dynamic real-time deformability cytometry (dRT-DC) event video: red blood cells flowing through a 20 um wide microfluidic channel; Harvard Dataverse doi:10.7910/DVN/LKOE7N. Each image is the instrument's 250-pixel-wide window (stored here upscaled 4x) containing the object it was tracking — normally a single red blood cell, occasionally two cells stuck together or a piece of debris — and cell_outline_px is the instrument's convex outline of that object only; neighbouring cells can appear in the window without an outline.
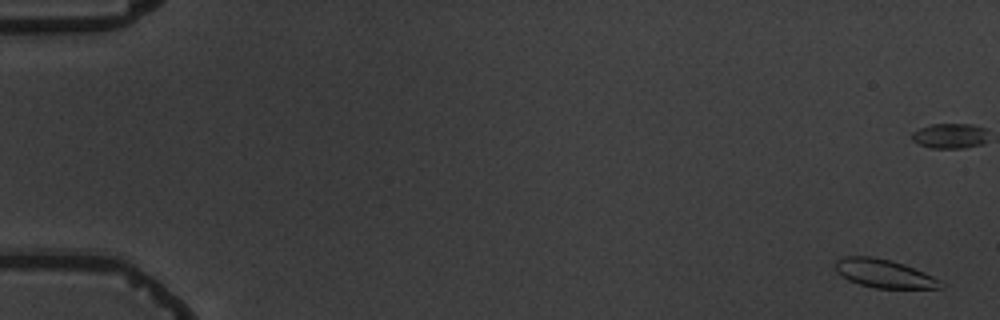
{"species": "common noctule bat (a hibernating species)", "species_latin": "Nyctalus noctula", "temperature_condition": "warm", "stored_images_in_passage": 10, "camera_frame_rate_fps": 3000, "um_per_image_px": 0.085, "animal": {"sex": "male", "body_mass_g": 19.5, "forearm_length_mm": 54.6}, "frame": {"image": 1, "passage_image": 1, "time_ms": 0.0, "image_size_px": [1000, 320], "cell_outline_px": [[944, 288], [876, 288], [860, 284], [848, 280], [836, 272], [836, 260], [844, 256], [872, 256], [892, 260], [904, 264], [924, 272], [940, 280]], "centroid_in_image_um": [75.13, 23.24], "position_along_channel_um": 9.9, "area_um2": 17.4}}
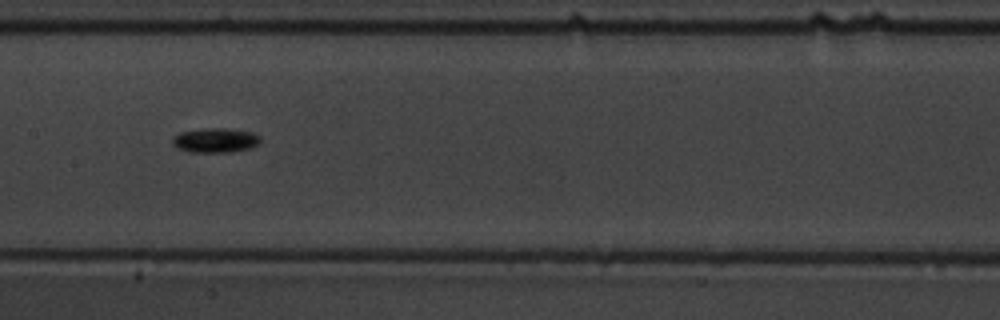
{"frame": {"image": 2, "passage_image": 9, "time_ms": 10.0, "image_size_px": [1000, 320], "cell_outline_px": [[260, 144], [252, 148], [232, 152], [192, 152], [180, 148], [172, 144], [172, 140], [180, 132], [208, 128], [224, 128], [252, 132], [260, 136]], "centroid_in_image_um": [18.37, 11.93], "position_along_channel_um": 189.0, "area_um2": 12.48}}
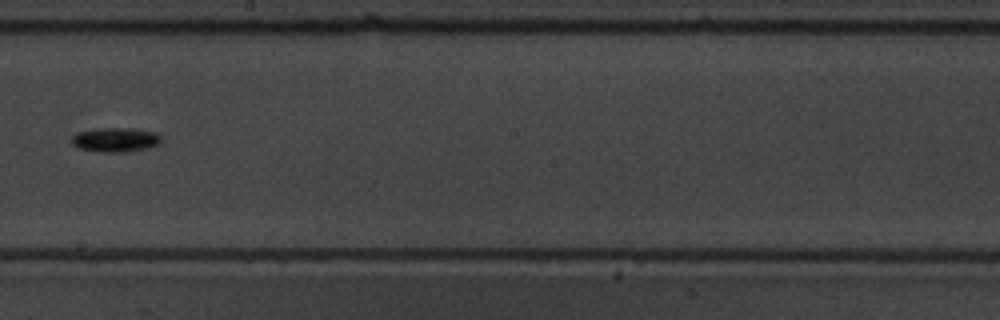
{"frame": {"image": 3, "passage_image": 10, "time_ms": 11.333, "image_size_px": [1000, 320], "cell_outline_px": [[160, 144], [152, 148], [124, 152], [96, 152], [80, 148], [72, 144], [72, 136], [80, 132], [100, 128], [124, 128], [156, 132], [160, 136]], "centroid_in_image_um": [9.85, 11.9], "position_along_channel_um": 238.4, "area_um2": 12.66}}